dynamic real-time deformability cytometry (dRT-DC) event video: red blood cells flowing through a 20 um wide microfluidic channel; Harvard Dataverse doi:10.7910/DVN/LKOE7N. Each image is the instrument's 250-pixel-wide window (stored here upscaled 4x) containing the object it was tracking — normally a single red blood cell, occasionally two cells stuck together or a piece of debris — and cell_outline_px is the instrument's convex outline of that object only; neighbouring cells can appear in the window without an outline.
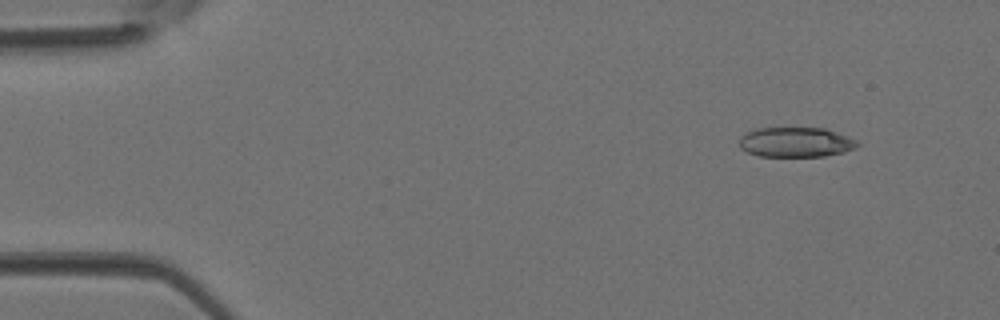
{"species": "Egyptian fruit bat (a non-hibernating species)", "species_latin": "Rousettus aegyptiacus", "temperature_condition": "room temperature", "stored_images_in_passage": 4, "camera_frame_rate_fps": 3000, "um_per_image_px": 0.085, "animal": {"sex": "female"}, "frame": {"image": 1, "passage_image": 2, "time_ms": 0.333, "image_size_px": [1000, 320], "cell_outline_px": [[860, 144], [856, 148], [844, 152], [824, 156], [760, 156], [748, 152], [740, 148], [740, 136], [756, 128], [824, 128], [848, 136], [856, 140]], "centroid_in_image_um": [67.66, 12.08], "position_along_channel_um": 17.3, "area_um2": 20.52}}
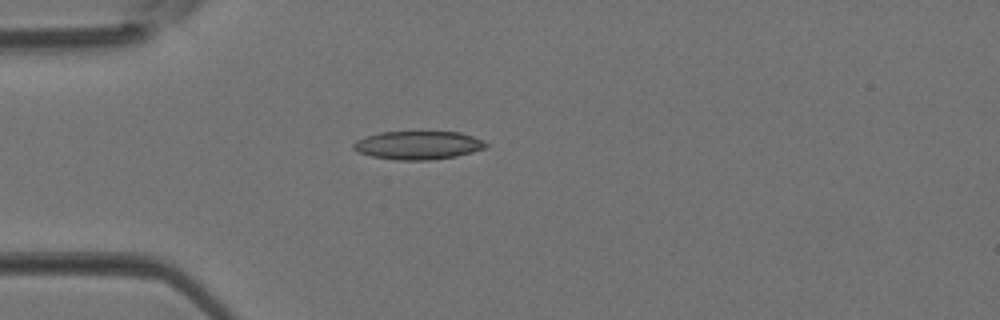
{"frame": {"image": 2, "passage_image": 4, "time_ms": 1.0, "image_size_px": [1000, 320], "cell_outline_px": [[488, 148], [456, 156], [428, 160], [396, 160], [372, 156], [360, 152], [352, 148], [352, 144], [356, 140], [364, 136], [380, 132], [460, 132], [484, 140], [488, 144]], "centroid_in_image_um": [35.55, 12.34], "position_along_channel_um": 49.4, "area_um2": 21.96}}